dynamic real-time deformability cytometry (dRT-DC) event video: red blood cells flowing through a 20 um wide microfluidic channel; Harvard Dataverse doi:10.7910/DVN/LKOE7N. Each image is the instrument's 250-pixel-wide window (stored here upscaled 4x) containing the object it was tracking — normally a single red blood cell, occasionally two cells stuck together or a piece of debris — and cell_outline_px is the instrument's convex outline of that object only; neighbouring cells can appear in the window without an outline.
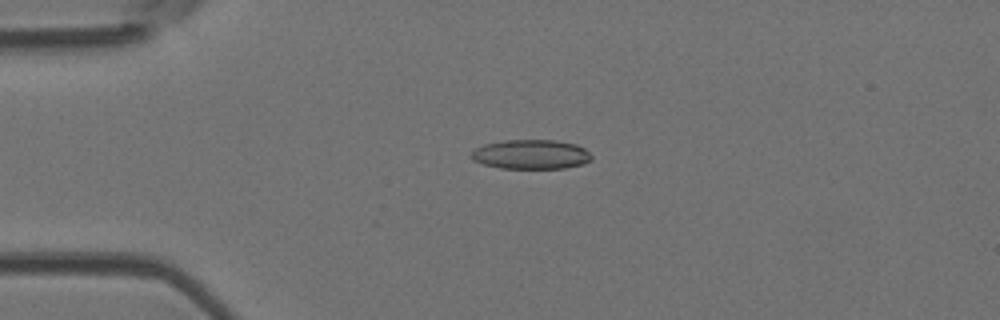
{"species": "Egyptian fruit bat (a non-hibernating species)", "species_latin": "Rousettus aegyptiacus", "temperature_condition": "room temperature", "stored_images_in_passage": 18, "camera_frame_rate_fps": 3000, "um_per_image_px": 0.085, "animal": {"sex": "female"}, "frame": {"image": 1, "passage_image": 12, "time_ms": 3.667, "image_size_px": [1000, 320], "cell_outline_px": [[592, 160], [580, 164], [564, 168], [500, 168], [484, 164], [472, 160], [472, 152], [476, 148], [484, 144], [504, 140], [556, 140], [576, 144], [584, 148], [592, 156]], "centroid_in_image_um": [45.14, 13.11], "position_along_channel_um": 39.9, "area_um2": 20.52}}
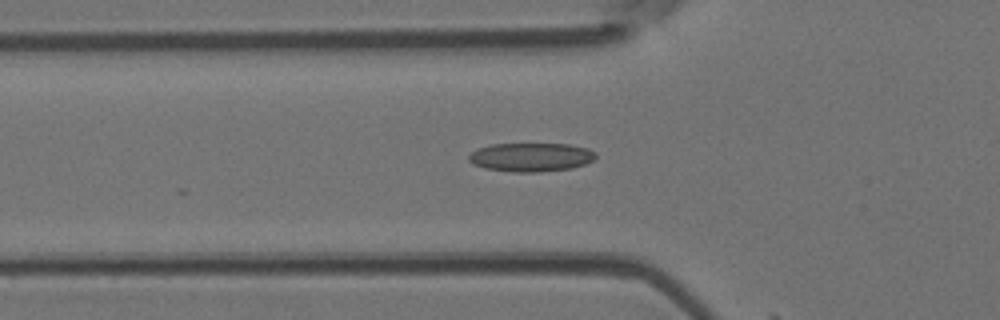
{"frame": {"image": 2, "passage_image": 17, "time_ms": 5.333, "image_size_px": [1000, 320], "cell_outline_px": [[596, 156], [592, 160], [584, 164], [572, 168], [540, 172], [512, 172], [484, 168], [472, 164], [468, 160], [468, 156], [476, 148], [492, 144], [568, 144], [588, 148], [596, 152]], "centroid_in_image_um": [45.11, 13.36], "position_along_channel_um": 80.7, "area_um2": 21.39}}